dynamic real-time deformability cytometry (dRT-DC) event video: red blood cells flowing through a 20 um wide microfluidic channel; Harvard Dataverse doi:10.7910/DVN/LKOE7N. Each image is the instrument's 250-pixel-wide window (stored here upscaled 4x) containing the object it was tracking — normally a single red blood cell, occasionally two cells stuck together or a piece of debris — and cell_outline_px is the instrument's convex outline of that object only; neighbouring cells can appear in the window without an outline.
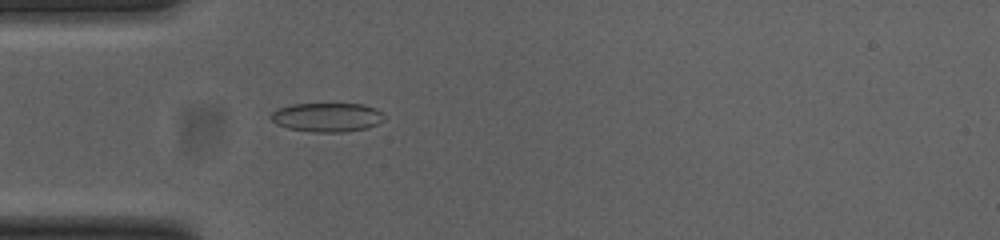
{"species": "common noctule bat (a hibernating species)", "species_latin": "Nyctalus noctula", "temperature_condition": "cold", "stored_images_in_passage": 53, "camera_frame_rate_fps": 3000, "um_per_image_px": 0.085, "animal": {"sex": "female", "body_mass_g": 23.0, "forearm_length_mm": 53.4}, "frame": {"image": 1, "passage_image": 16, "time_ms": 5.0, "image_size_px": [1000, 240], "cell_outline_px": [[384, 120], [368, 128], [344, 132], [312, 132], [288, 128], [276, 124], [268, 116], [276, 108], [292, 104], [364, 104], [376, 108], [384, 112]], "centroid_in_image_um": [27.8, 9.96], "position_along_channel_um": 57.2, "area_um2": 19.42}}
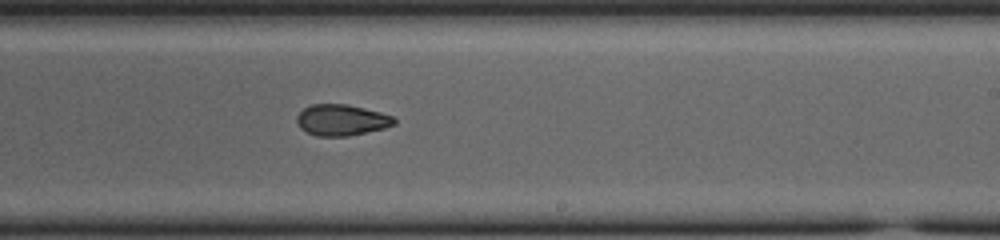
{"frame": {"image": 2, "passage_image": 32, "time_ms": 10.333, "image_size_px": [1000, 240], "cell_outline_px": [[396, 124], [384, 128], [348, 136], [316, 136], [300, 128], [296, 120], [296, 116], [304, 108], [312, 104], [348, 104], [380, 112], [392, 116], [396, 120]], "centroid_in_image_um": [29.02, 10.2], "position_along_channel_um": 260.0, "area_um2": 17.63}}
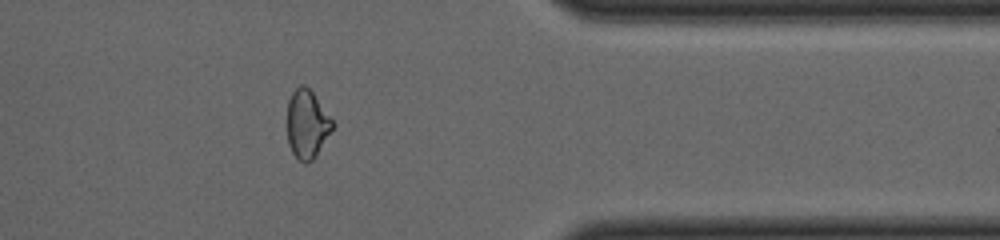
{"frame": {"image": 3, "passage_image": 43, "time_ms": 14.0, "image_size_px": [1000, 240], "cell_outline_px": [[332, 128], [312, 160], [304, 164], [292, 152], [288, 144], [288, 100], [292, 92], [300, 84], [304, 84], [312, 92], [332, 120]], "centroid_in_image_um": [26.06, 10.53], "position_along_channel_um": 385.3, "area_um2": 17.46}, "authors_computed_cell_mechanics": {"area_um2": 18.496, "velocity_mm_per_s": 3.8613, "shape_relaxation_time_tau1_ms": 4.5616, "shape_relaxation_time_tau2_ms": 4.024, "deformation_change_tau1": 0.1099, "deformation_change_tau2": 0.0891}}